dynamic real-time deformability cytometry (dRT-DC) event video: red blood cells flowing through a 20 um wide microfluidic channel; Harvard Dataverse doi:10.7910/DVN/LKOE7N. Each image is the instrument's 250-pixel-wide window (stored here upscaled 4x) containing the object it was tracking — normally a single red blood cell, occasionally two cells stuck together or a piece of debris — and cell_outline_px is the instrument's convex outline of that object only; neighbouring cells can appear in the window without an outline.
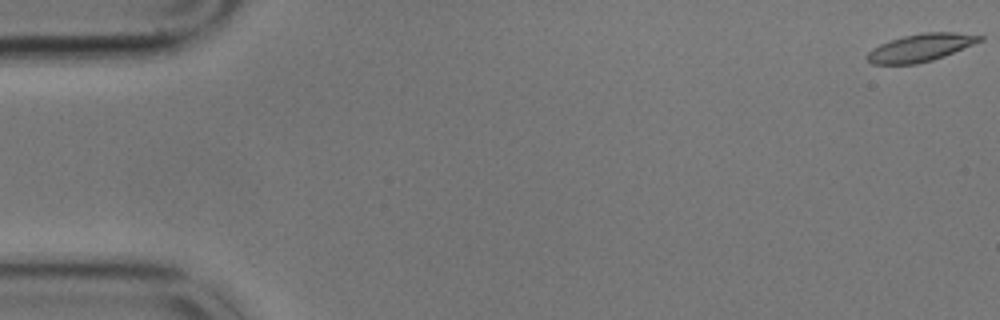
{"species": "common noctule bat (a hibernating species)", "species_latin": "Nyctalus noctula", "temperature_condition": "cold", "stored_images_in_passage": 59, "camera_frame_rate_fps": 3000, "um_per_image_px": 0.085, "animal": {"sex": "male", "body_mass_g": 17.9}, "frame": {"image": 1, "passage_image": 1, "time_ms": 0.0, "image_size_px": [1000, 320], "cell_outline_px": [[984, 40], [944, 56], [932, 60], [916, 64], [872, 64], [864, 56], [872, 48], [880, 44], [904, 36], [924, 32], [956, 32], [984, 36]], "centroid_in_image_um": [78.25, 4.05], "position_along_channel_um": 6.7, "area_um2": 18.09}}
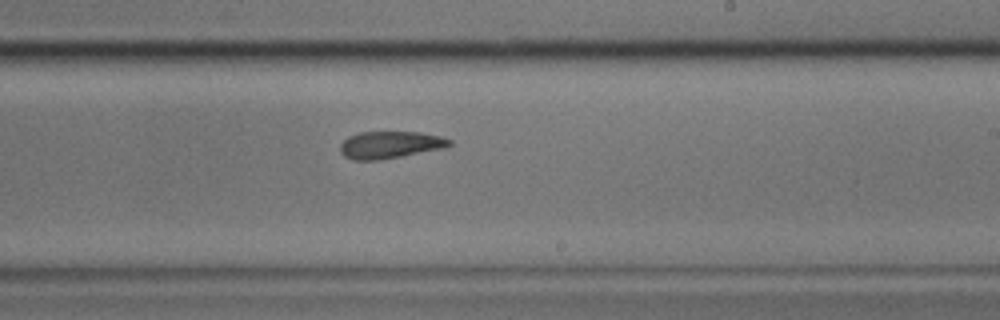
{"frame": {"image": 2, "passage_image": 35, "time_ms": 11.333, "image_size_px": [1000, 320], "cell_outline_px": [[452, 144], [444, 148], [380, 160], [352, 160], [344, 156], [340, 152], [340, 144], [348, 136], [360, 132], [420, 132], [440, 136], [452, 140]], "centroid_in_image_um": [33.14, 12.31], "position_along_channel_um": 255.9, "area_um2": 17.34}}
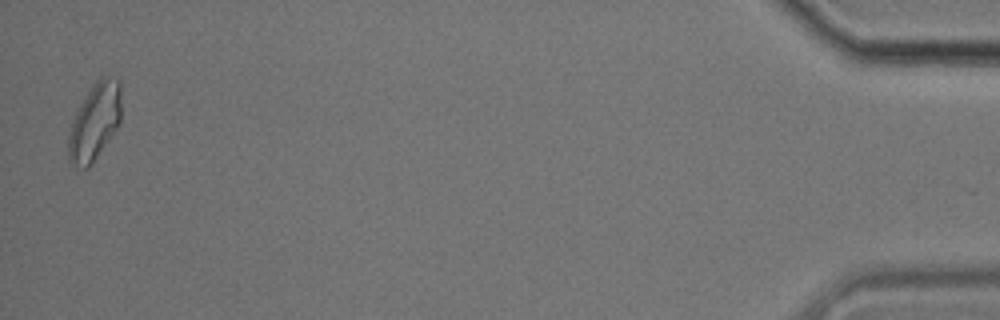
{"frame": {"image": 3, "passage_image": 58, "time_ms": 19.0, "image_size_px": [1000, 320], "cell_outline_px": [[120, 124], [92, 164], [88, 168], [84, 168], [72, 164], [68, 160], [68, 136], [72, 120], [80, 104], [96, 80], [104, 72], [120, 80]], "centroid_in_image_um": [8.06, 10.32], "position_along_channel_um": 427.1, "area_um2": 23.87}, "authors_computed_cell_mechanics": {"area_um2": 18.5538, "velocity_mm_per_s": 3.4106, "shape_relaxation_time_tau1_ms": 9.6384, "shape_relaxation_time_tau2_ms": 4.7864, "deformation_change_tau1": 0.2017, "deformation_change_tau2": 0.12}}